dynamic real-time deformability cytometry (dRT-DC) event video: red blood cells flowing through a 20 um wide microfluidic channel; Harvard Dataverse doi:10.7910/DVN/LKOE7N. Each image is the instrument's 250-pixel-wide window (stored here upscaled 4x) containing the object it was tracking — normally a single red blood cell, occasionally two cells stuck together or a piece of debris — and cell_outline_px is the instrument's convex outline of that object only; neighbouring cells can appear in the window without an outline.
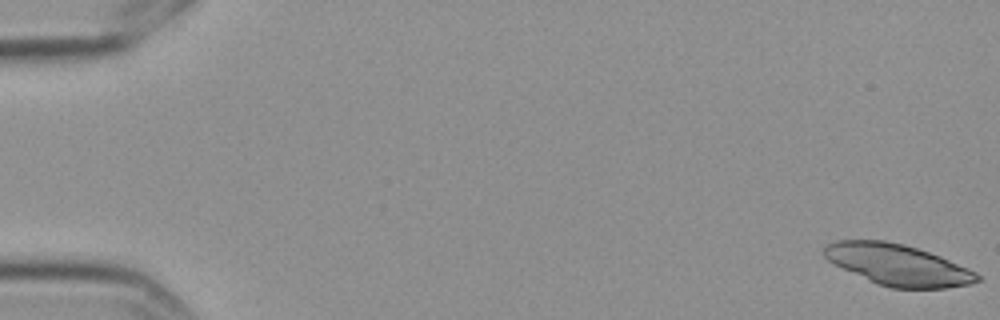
{"species": "Egyptian fruit bat (a non-hibernating species)", "species_latin": "Rousettus aegyptiacus", "temperature_condition": "cold", "stored_images_in_passage": 6, "camera_frame_rate_fps": 3000, "um_per_image_px": 0.085, "frame": {"image": 1, "passage_image": 1, "time_ms": 0.0, "image_size_px": [1000, 320], "cell_outline_px": [[980, 280], [972, 284], [948, 288], [892, 288], [876, 284], [828, 260], [824, 256], [824, 244], [836, 240], [884, 240], [904, 244], [940, 256], [968, 268], [976, 272], [980, 276]], "centroid_in_image_um": [76.33, 22.51], "position_along_channel_um": 8.7, "area_um2": 36.53}}